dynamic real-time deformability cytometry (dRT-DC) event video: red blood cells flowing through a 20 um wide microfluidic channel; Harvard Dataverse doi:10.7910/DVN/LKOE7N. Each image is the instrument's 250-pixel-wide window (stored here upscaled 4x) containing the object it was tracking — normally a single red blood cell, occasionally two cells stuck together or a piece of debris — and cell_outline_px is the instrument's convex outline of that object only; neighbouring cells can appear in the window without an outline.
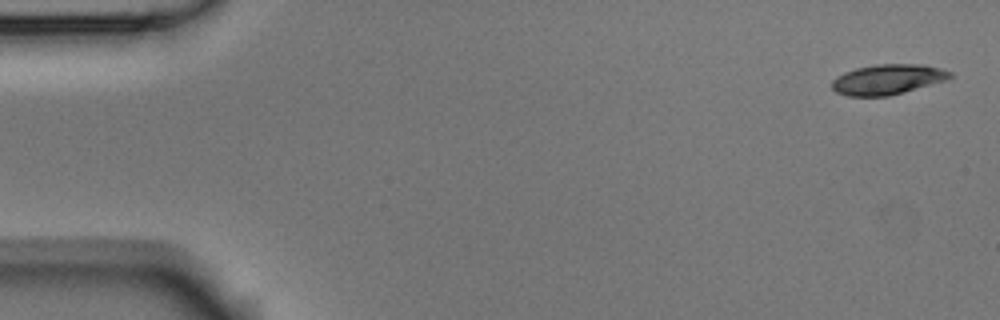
{"species": "Egyptian fruit bat (a non-hibernating species)", "species_latin": "Rousettus aegyptiacus", "temperature_condition": "room temperature", "stored_images_in_passage": 5, "camera_frame_rate_fps": 3000, "um_per_image_px": 0.085, "animal": {"sex": "male"}, "frame": {"image": 1, "passage_image": 1, "time_ms": 0.0, "image_size_px": [1000, 320], "cell_outline_px": [[952, 76], [944, 80], [904, 92], [888, 96], [848, 96], [836, 92], [832, 88], [832, 80], [836, 76], [844, 72], [856, 68], [876, 64], [924, 64], [940, 68], [952, 72]], "centroid_in_image_um": [75.41, 6.74], "position_along_channel_um": 9.6, "area_um2": 20.69}}
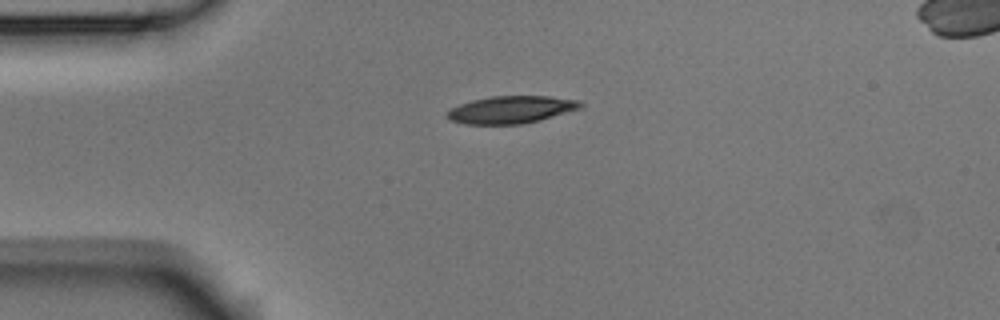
{"frame": {"image": 2, "passage_image": 4, "time_ms": 1.0, "image_size_px": [1000, 320], "cell_outline_px": [[584, 104], [580, 108], [540, 120], [520, 124], [464, 124], [452, 120], [448, 116], [448, 112], [452, 108], [460, 104], [472, 100], [492, 96], [548, 96], [580, 100]], "centroid_in_image_um": [43.48, 9.31], "position_along_channel_um": 41.5, "area_um2": 21.04}}